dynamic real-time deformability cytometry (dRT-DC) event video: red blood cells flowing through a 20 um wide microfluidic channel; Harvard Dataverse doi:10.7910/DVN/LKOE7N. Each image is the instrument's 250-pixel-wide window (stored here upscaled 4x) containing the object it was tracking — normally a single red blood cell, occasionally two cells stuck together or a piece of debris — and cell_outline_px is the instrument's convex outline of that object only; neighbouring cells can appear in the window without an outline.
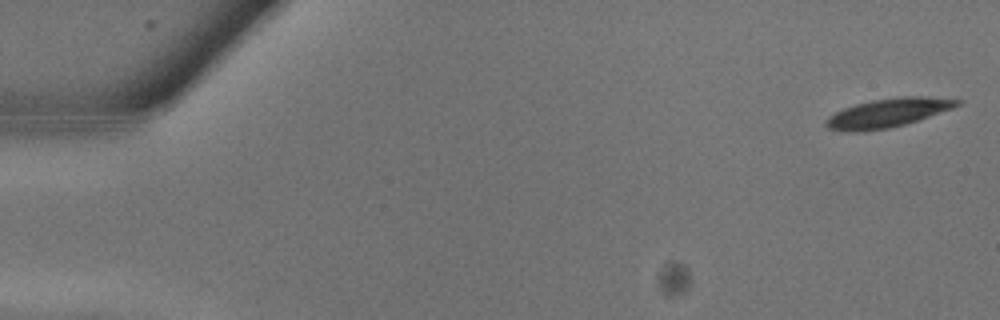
{"species": "common noctule bat (a hibernating species)", "species_latin": "Nyctalus noctula", "temperature_condition": "warm", "stored_images_in_passage": 10, "camera_frame_rate_fps": 3000, "um_per_image_px": 0.085, "animal": {"sex": "male", "body_mass_g": 13.3}, "frame": {"image": 1, "passage_image": 1, "time_ms": 0.0, "image_size_px": [1000, 320], "cell_outline_px": [[964, 100], [960, 104], [952, 108], [904, 124], [888, 128], [860, 132], [848, 132], [828, 128], [824, 124], [824, 120], [828, 116], [844, 108], [856, 104], [872, 100], [900, 96], [924, 96]], "centroid_in_image_um": [75.42, 9.59], "position_along_channel_um": 9.6, "area_um2": 21.91}}
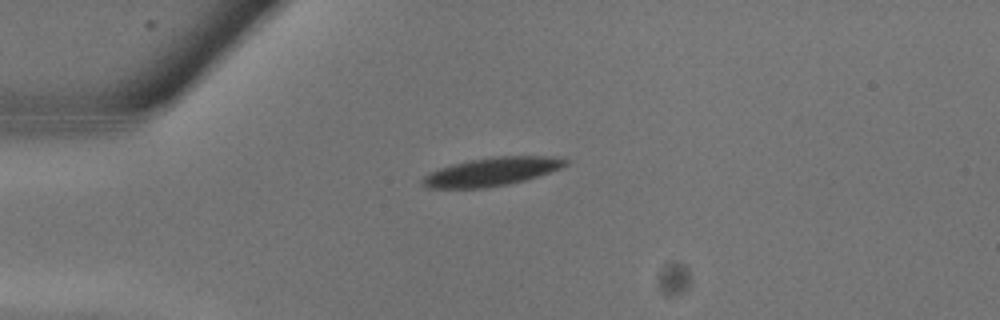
{"frame": {"image": 2, "passage_image": 7, "time_ms": 2.0, "image_size_px": [1000, 320], "cell_outline_px": [[568, 164], [560, 168], [524, 180], [508, 184], [484, 188], [428, 188], [420, 184], [420, 180], [428, 172], [452, 164], [468, 160], [496, 156], [552, 156], [568, 160]], "centroid_in_image_um": [41.73, 14.59], "position_along_channel_um": 43.3, "area_um2": 23.58}}